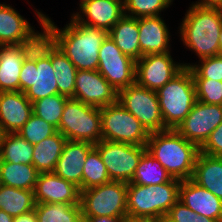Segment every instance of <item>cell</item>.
Instances as JSON below:
<instances>
[{
	"label": "cell",
	"mask_w": 222,
	"mask_h": 222,
	"mask_svg": "<svg viewBox=\"0 0 222 222\" xmlns=\"http://www.w3.org/2000/svg\"><path fill=\"white\" fill-rule=\"evenodd\" d=\"M200 152L222 158V123L213 130L206 142L200 147Z\"/></svg>",
	"instance_id": "obj_41"
},
{
	"label": "cell",
	"mask_w": 222,
	"mask_h": 222,
	"mask_svg": "<svg viewBox=\"0 0 222 222\" xmlns=\"http://www.w3.org/2000/svg\"><path fill=\"white\" fill-rule=\"evenodd\" d=\"M34 145L17 133L3 134L0 145V160L15 164H32Z\"/></svg>",
	"instance_id": "obj_30"
},
{
	"label": "cell",
	"mask_w": 222,
	"mask_h": 222,
	"mask_svg": "<svg viewBox=\"0 0 222 222\" xmlns=\"http://www.w3.org/2000/svg\"><path fill=\"white\" fill-rule=\"evenodd\" d=\"M117 102L138 119L149 134L166 130L156 91L135 83L118 91Z\"/></svg>",
	"instance_id": "obj_9"
},
{
	"label": "cell",
	"mask_w": 222,
	"mask_h": 222,
	"mask_svg": "<svg viewBox=\"0 0 222 222\" xmlns=\"http://www.w3.org/2000/svg\"><path fill=\"white\" fill-rule=\"evenodd\" d=\"M165 129H176L197 101L194 80L189 67H184L156 91Z\"/></svg>",
	"instance_id": "obj_5"
},
{
	"label": "cell",
	"mask_w": 222,
	"mask_h": 222,
	"mask_svg": "<svg viewBox=\"0 0 222 222\" xmlns=\"http://www.w3.org/2000/svg\"><path fill=\"white\" fill-rule=\"evenodd\" d=\"M33 29L11 5L0 3V46L18 45Z\"/></svg>",
	"instance_id": "obj_23"
},
{
	"label": "cell",
	"mask_w": 222,
	"mask_h": 222,
	"mask_svg": "<svg viewBox=\"0 0 222 222\" xmlns=\"http://www.w3.org/2000/svg\"><path fill=\"white\" fill-rule=\"evenodd\" d=\"M172 177L147 150L143 153L131 183L153 186L169 182Z\"/></svg>",
	"instance_id": "obj_31"
},
{
	"label": "cell",
	"mask_w": 222,
	"mask_h": 222,
	"mask_svg": "<svg viewBox=\"0 0 222 222\" xmlns=\"http://www.w3.org/2000/svg\"><path fill=\"white\" fill-rule=\"evenodd\" d=\"M127 183H108L80 191V207L84 222L90 217L127 216Z\"/></svg>",
	"instance_id": "obj_6"
},
{
	"label": "cell",
	"mask_w": 222,
	"mask_h": 222,
	"mask_svg": "<svg viewBox=\"0 0 222 222\" xmlns=\"http://www.w3.org/2000/svg\"><path fill=\"white\" fill-rule=\"evenodd\" d=\"M183 68V63L174 61L170 52L148 54L136 61V83L141 87L157 91Z\"/></svg>",
	"instance_id": "obj_14"
},
{
	"label": "cell",
	"mask_w": 222,
	"mask_h": 222,
	"mask_svg": "<svg viewBox=\"0 0 222 222\" xmlns=\"http://www.w3.org/2000/svg\"><path fill=\"white\" fill-rule=\"evenodd\" d=\"M123 222H157V221L153 219H148V218L126 216L123 218Z\"/></svg>",
	"instance_id": "obj_45"
},
{
	"label": "cell",
	"mask_w": 222,
	"mask_h": 222,
	"mask_svg": "<svg viewBox=\"0 0 222 222\" xmlns=\"http://www.w3.org/2000/svg\"><path fill=\"white\" fill-rule=\"evenodd\" d=\"M32 114L33 106L25 93L0 92V127L3 134L17 133Z\"/></svg>",
	"instance_id": "obj_20"
},
{
	"label": "cell",
	"mask_w": 222,
	"mask_h": 222,
	"mask_svg": "<svg viewBox=\"0 0 222 222\" xmlns=\"http://www.w3.org/2000/svg\"><path fill=\"white\" fill-rule=\"evenodd\" d=\"M14 218L5 211L0 210V222H13Z\"/></svg>",
	"instance_id": "obj_46"
},
{
	"label": "cell",
	"mask_w": 222,
	"mask_h": 222,
	"mask_svg": "<svg viewBox=\"0 0 222 222\" xmlns=\"http://www.w3.org/2000/svg\"><path fill=\"white\" fill-rule=\"evenodd\" d=\"M180 183L174 178L153 186L127 183V216L163 221L179 200Z\"/></svg>",
	"instance_id": "obj_4"
},
{
	"label": "cell",
	"mask_w": 222,
	"mask_h": 222,
	"mask_svg": "<svg viewBox=\"0 0 222 222\" xmlns=\"http://www.w3.org/2000/svg\"><path fill=\"white\" fill-rule=\"evenodd\" d=\"M192 180L222 199V158L199 152Z\"/></svg>",
	"instance_id": "obj_24"
},
{
	"label": "cell",
	"mask_w": 222,
	"mask_h": 222,
	"mask_svg": "<svg viewBox=\"0 0 222 222\" xmlns=\"http://www.w3.org/2000/svg\"><path fill=\"white\" fill-rule=\"evenodd\" d=\"M24 62L18 45L0 46V92L20 91V73Z\"/></svg>",
	"instance_id": "obj_25"
},
{
	"label": "cell",
	"mask_w": 222,
	"mask_h": 222,
	"mask_svg": "<svg viewBox=\"0 0 222 222\" xmlns=\"http://www.w3.org/2000/svg\"><path fill=\"white\" fill-rule=\"evenodd\" d=\"M98 71L117 92L136 83V61L123 54L109 35L99 49Z\"/></svg>",
	"instance_id": "obj_11"
},
{
	"label": "cell",
	"mask_w": 222,
	"mask_h": 222,
	"mask_svg": "<svg viewBox=\"0 0 222 222\" xmlns=\"http://www.w3.org/2000/svg\"><path fill=\"white\" fill-rule=\"evenodd\" d=\"M178 27L183 45L199 60L221 54L222 9L190 4Z\"/></svg>",
	"instance_id": "obj_1"
},
{
	"label": "cell",
	"mask_w": 222,
	"mask_h": 222,
	"mask_svg": "<svg viewBox=\"0 0 222 222\" xmlns=\"http://www.w3.org/2000/svg\"><path fill=\"white\" fill-rule=\"evenodd\" d=\"M164 222H216L214 219L198 215L178 200L166 214Z\"/></svg>",
	"instance_id": "obj_40"
},
{
	"label": "cell",
	"mask_w": 222,
	"mask_h": 222,
	"mask_svg": "<svg viewBox=\"0 0 222 222\" xmlns=\"http://www.w3.org/2000/svg\"><path fill=\"white\" fill-rule=\"evenodd\" d=\"M197 100L202 103L222 105V81L193 79Z\"/></svg>",
	"instance_id": "obj_39"
},
{
	"label": "cell",
	"mask_w": 222,
	"mask_h": 222,
	"mask_svg": "<svg viewBox=\"0 0 222 222\" xmlns=\"http://www.w3.org/2000/svg\"><path fill=\"white\" fill-rule=\"evenodd\" d=\"M102 140L146 146L149 133L118 102L100 108Z\"/></svg>",
	"instance_id": "obj_8"
},
{
	"label": "cell",
	"mask_w": 222,
	"mask_h": 222,
	"mask_svg": "<svg viewBox=\"0 0 222 222\" xmlns=\"http://www.w3.org/2000/svg\"><path fill=\"white\" fill-rule=\"evenodd\" d=\"M146 147L172 178L180 181L192 179L200 148L176 129L151 133Z\"/></svg>",
	"instance_id": "obj_3"
},
{
	"label": "cell",
	"mask_w": 222,
	"mask_h": 222,
	"mask_svg": "<svg viewBox=\"0 0 222 222\" xmlns=\"http://www.w3.org/2000/svg\"><path fill=\"white\" fill-rule=\"evenodd\" d=\"M13 222H38L35 209L14 217Z\"/></svg>",
	"instance_id": "obj_42"
},
{
	"label": "cell",
	"mask_w": 222,
	"mask_h": 222,
	"mask_svg": "<svg viewBox=\"0 0 222 222\" xmlns=\"http://www.w3.org/2000/svg\"><path fill=\"white\" fill-rule=\"evenodd\" d=\"M67 140L96 144L102 140L100 108L69 98L57 129Z\"/></svg>",
	"instance_id": "obj_7"
},
{
	"label": "cell",
	"mask_w": 222,
	"mask_h": 222,
	"mask_svg": "<svg viewBox=\"0 0 222 222\" xmlns=\"http://www.w3.org/2000/svg\"><path fill=\"white\" fill-rule=\"evenodd\" d=\"M42 31L33 29L18 46L21 49L24 60L37 62L48 59L58 47V38L55 27L45 18L46 14L35 10Z\"/></svg>",
	"instance_id": "obj_18"
},
{
	"label": "cell",
	"mask_w": 222,
	"mask_h": 222,
	"mask_svg": "<svg viewBox=\"0 0 222 222\" xmlns=\"http://www.w3.org/2000/svg\"><path fill=\"white\" fill-rule=\"evenodd\" d=\"M118 92L98 70H77L72 99L103 108L117 102Z\"/></svg>",
	"instance_id": "obj_15"
},
{
	"label": "cell",
	"mask_w": 222,
	"mask_h": 222,
	"mask_svg": "<svg viewBox=\"0 0 222 222\" xmlns=\"http://www.w3.org/2000/svg\"><path fill=\"white\" fill-rule=\"evenodd\" d=\"M192 4L199 5L202 7H211V8H219L222 9V0H197Z\"/></svg>",
	"instance_id": "obj_43"
},
{
	"label": "cell",
	"mask_w": 222,
	"mask_h": 222,
	"mask_svg": "<svg viewBox=\"0 0 222 222\" xmlns=\"http://www.w3.org/2000/svg\"><path fill=\"white\" fill-rule=\"evenodd\" d=\"M58 132L57 128L42 118L32 114L28 121L17 132L30 144H36Z\"/></svg>",
	"instance_id": "obj_37"
},
{
	"label": "cell",
	"mask_w": 222,
	"mask_h": 222,
	"mask_svg": "<svg viewBox=\"0 0 222 222\" xmlns=\"http://www.w3.org/2000/svg\"><path fill=\"white\" fill-rule=\"evenodd\" d=\"M51 64L57 79L58 93L73 98L77 68L59 47L51 55Z\"/></svg>",
	"instance_id": "obj_32"
},
{
	"label": "cell",
	"mask_w": 222,
	"mask_h": 222,
	"mask_svg": "<svg viewBox=\"0 0 222 222\" xmlns=\"http://www.w3.org/2000/svg\"><path fill=\"white\" fill-rule=\"evenodd\" d=\"M45 18L55 27L58 47L77 70H98L99 49L108 36L107 31L82 24L73 16L59 29L48 16Z\"/></svg>",
	"instance_id": "obj_2"
},
{
	"label": "cell",
	"mask_w": 222,
	"mask_h": 222,
	"mask_svg": "<svg viewBox=\"0 0 222 222\" xmlns=\"http://www.w3.org/2000/svg\"><path fill=\"white\" fill-rule=\"evenodd\" d=\"M34 190L17 189L0 184V210L17 217L35 209Z\"/></svg>",
	"instance_id": "obj_29"
},
{
	"label": "cell",
	"mask_w": 222,
	"mask_h": 222,
	"mask_svg": "<svg viewBox=\"0 0 222 222\" xmlns=\"http://www.w3.org/2000/svg\"><path fill=\"white\" fill-rule=\"evenodd\" d=\"M39 172L33 164H15L0 160L1 184L17 189L34 190Z\"/></svg>",
	"instance_id": "obj_28"
},
{
	"label": "cell",
	"mask_w": 222,
	"mask_h": 222,
	"mask_svg": "<svg viewBox=\"0 0 222 222\" xmlns=\"http://www.w3.org/2000/svg\"><path fill=\"white\" fill-rule=\"evenodd\" d=\"M67 139L60 133L34 144L33 166L39 173L53 172Z\"/></svg>",
	"instance_id": "obj_27"
},
{
	"label": "cell",
	"mask_w": 222,
	"mask_h": 222,
	"mask_svg": "<svg viewBox=\"0 0 222 222\" xmlns=\"http://www.w3.org/2000/svg\"><path fill=\"white\" fill-rule=\"evenodd\" d=\"M179 200L193 212L222 222V199L195 183L192 179L181 181Z\"/></svg>",
	"instance_id": "obj_19"
},
{
	"label": "cell",
	"mask_w": 222,
	"mask_h": 222,
	"mask_svg": "<svg viewBox=\"0 0 222 222\" xmlns=\"http://www.w3.org/2000/svg\"><path fill=\"white\" fill-rule=\"evenodd\" d=\"M111 181L130 183L146 146L101 140L94 144Z\"/></svg>",
	"instance_id": "obj_10"
},
{
	"label": "cell",
	"mask_w": 222,
	"mask_h": 222,
	"mask_svg": "<svg viewBox=\"0 0 222 222\" xmlns=\"http://www.w3.org/2000/svg\"><path fill=\"white\" fill-rule=\"evenodd\" d=\"M68 99L63 95L56 94L34 101L32 103L33 114L58 129L65 103Z\"/></svg>",
	"instance_id": "obj_35"
},
{
	"label": "cell",
	"mask_w": 222,
	"mask_h": 222,
	"mask_svg": "<svg viewBox=\"0 0 222 222\" xmlns=\"http://www.w3.org/2000/svg\"><path fill=\"white\" fill-rule=\"evenodd\" d=\"M19 80L20 91L25 93L31 103L59 94L51 57L37 62L24 60Z\"/></svg>",
	"instance_id": "obj_12"
},
{
	"label": "cell",
	"mask_w": 222,
	"mask_h": 222,
	"mask_svg": "<svg viewBox=\"0 0 222 222\" xmlns=\"http://www.w3.org/2000/svg\"><path fill=\"white\" fill-rule=\"evenodd\" d=\"M36 203L80 205V189L54 172L39 173L34 188Z\"/></svg>",
	"instance_id": "obj_17"
},
{
	"label": "cell",
	"mask_w": 222,
	"mask_h": 222,
	"mask_svg": "<svg viewBox=\"0 0 222 222\" xmlns=\"http://www.w3.org/2000/svg\"><path fill=\"white\" fill-rule=\"evenodd\" d=\"M38 222H84L80 205L36 203Z\"/></svg>",
	"instance_id": "obj_33"
},
{
	"label": "cell",
	"mask_w": 222,
	"mask_h": 222,
	"mask_svg": "<svg viewBox=\"0 0 222 222\" xmlns=\"http://www.w3.org/2000/svg\"><path fill=\"white\" fill-rule=\"evenodd\" d=\"M195 63H183L184 67H189L193 79L222 81V54L203 58L198 64Z\"/></svg>",
	"instance_id": "obj_38"
},
{
	"label": "cell",
	"mask_w": 222,
	"mask_h": 222,
	"mask_svg": "<svg viewBox=\"0 0 222 222\" xmlns=\"http://www.w3.org/2000/svg\"><path fill=\"white\" fill-rule=\"evenodd\" d=\"M85 222H123V218L115 217H90Z\"/></svg>",
	"instance_id": "obj_44"
},
{
	"label": "cell",
	"mask_w": 222,
	"mask_h": 222,
	"mask_svg": "<svg viewBox=\"0 0 222 222\" xmlns=\"http://www.w3.org/2000/svg\"><path fill=\"white\" fill-rule=\"evenodd\" d=\"M164 21L161 15L138 18L140 58L171 52V34Z\"/></svg>",
	"instance_id": "obj_22"
},
{
	"label": "cell",
	"mask_w": 222,
	"mask_h": 222,
	"mask_svg": "<svg viewBox=\"0 0 222 222\" xmlns=\"http://www.w3.org/2000/svg\"><path fill=\"white\" fill-rule=\"evenodd\" d=\"M93 148L94 144L90 142L67 140L53 172L78 186L81 191L85 161Z\"/></svg>",
	"instance_id": "obj_21"
},
{
	"label": "cell",
	"mask_w": 222,
	"mask_h": 222,
	"mask_svg": "<svg viewBox=\"0 0 222 222\" xmlns=\"http://www.w3.org/2000/svg\"><path fill=\"white\" fill-rule=\"evenodd\" d=\"M174 0H123L124 15L134 18L159 16Z\"/></svg>",
	"instance_id": "obj_36"
},
{
	"label": "cell",
	"mask_w": 222,
	"mask_h": 222,
	"mask_svg": "<svg viewBox=\"0 0 222 222\" xmlns=\"http://www.w3.org/2000/svg\"><path fill=\"white\" fill-rule=\"evenodd\" d=\"M2 136H3V131H2V129H1V127H0V145H1Z\"/></svg>",
	"instance_id": "obj_48"
},
{
	"label": "cell",
	"mask_w": 222,
	"mask_h": 222,
	"mask_svg": "<svg viewBox=\"0 0 222 222\" xmlns=\"http://www.w3.org/2000/svg\"><path fill=\"white\" fill-rule=\"evenodd\" d=\"M108 35L123 54L135 61L140 59L138 18L123 15Z\"/></svg>",
	"instance_id": "obj_26"
},
{
	"label": "cell",
	"mask_w": 222,
	"mask_h": 222,
	"mask_svg": "<svg viewBox=\"0 0 222 222\" xmlns=\"http://www.w3.org/2000/svg\"><path fill=\"white\" fill-rule=\"evenodd\" d=\"M79 7L72 14L78 22L107 32L124 15L123 0H80Z\"/></svg>",
	"instance_id": "obj_16"
},
{
	"label": "cell",
	"mask_w": 222,
	"mask_h": 222,
	"mask_svg": "<svg viewBox=\"0 0 222 222\" xmlns=\"http://www.w3.org/2000/svg\"><path fill=\"white\" fill-rule=\"evenodd\" d=\"M219 42H220V47H221V52H222V28H221V32L219 35Z\"/></svg>",
	"instance_id": "obj_47"
},
{
	"label": "cell",
	"mask_w": 222,
	"mask_h": 222,
	"mask_svg": "<svg viewBox=\"0 0 222 222\" xmlns=\"http://www.w3.org/2000/svg\"><path fill=\"white\" fill-rule=\"evenodd\" d=\"M221 123L222 105L207 104L197 100L176 130L186 140L200 148Z\"/></svg>",
	"instance_id": "obj_13"
},
{
	"label": "cell",
	"mask_w": 222,
	"mask_h": 222,
	"mask_svg": "<svg viewBox=\"0 0 222 222\" xmlns=\"http://www.w3.org/2000/svg\"><path fill=\"white\" fill-rule=\"evenodd\" d=\"M107 168L104 165L101 155L94 147L87 155L83 173L82 190L99 186L110 182Z\"/></svg>",
	"instance_id": "obj_34"
}]
</instances>
